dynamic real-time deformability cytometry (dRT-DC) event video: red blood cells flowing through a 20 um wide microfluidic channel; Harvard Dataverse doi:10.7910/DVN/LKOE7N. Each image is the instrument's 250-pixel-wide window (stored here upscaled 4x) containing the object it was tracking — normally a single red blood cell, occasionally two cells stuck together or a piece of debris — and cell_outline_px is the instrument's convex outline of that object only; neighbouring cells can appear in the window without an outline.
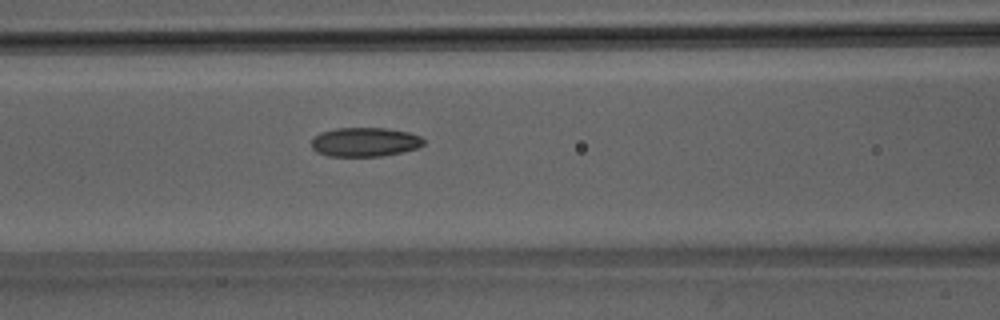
{"species": "Egyptian fruit bat (a non-hibernating species)", "species_latin": "Rousettus aegyptiacus", "temperature_condition": "room temperature", "stored_images_in_passage": 32, "camera_frame_rate_fps": 3000, "um_per_image_px": 0.085, "animal": {"sex": "male"}, "frame": {"image": 1, "passage_image": 10, "time_ms": 3.0, "image_size_px": [1000, 320], "cell_outline_px": [[424, 144], [416, 148], [400, 152], [380, 156], [328, 156], [316, 152], [312, 148], [312, 140], [320, 132], [336, 128], [384, 128], [408, 132], [420, 136], [424, 140]], "centroid_in_image_um": [30.99, 12.07], "position_along_channel_um": 135.6, "area_um2": 18.9}}
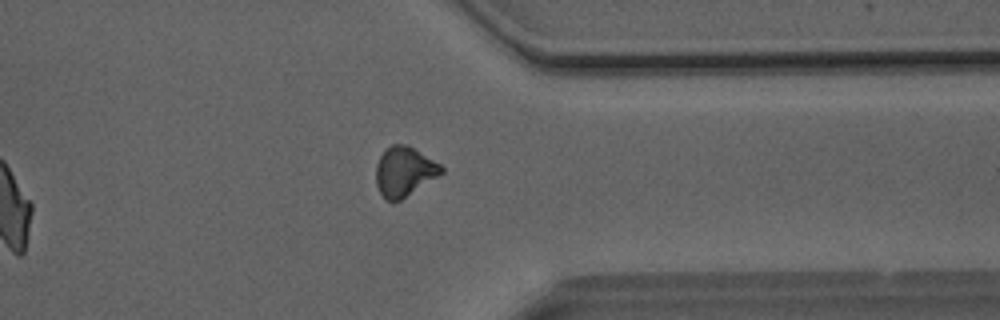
{"frame": {"image": 2, "passage_image": 28, "time_ms": 9.0, "image_size_px": [1000, 320], "cell_outline_px": [[444, 172], [400, 200], [384, 200], [376, 184], [376, 164], [384, 148], [392, 144], [404, 144], [412, 148], [440, 164], [444, 168]], "centroid_in_image_um": [34.33, 14.57], "position_along_channel_um": 377.1, "area_um2": 18.61}, "authors_computed_cell_mechanics": {"area_um2": 18.9006, "velocity_mm_per_s": 4.1051, "shape_relaxation_time_tau1_ms": 10.3495, "shape_relaxation_time_tau2_ms": 3.7819, "deformation_change_tau1": 0.1966, "deformation_change_tau2": 0.1026}}